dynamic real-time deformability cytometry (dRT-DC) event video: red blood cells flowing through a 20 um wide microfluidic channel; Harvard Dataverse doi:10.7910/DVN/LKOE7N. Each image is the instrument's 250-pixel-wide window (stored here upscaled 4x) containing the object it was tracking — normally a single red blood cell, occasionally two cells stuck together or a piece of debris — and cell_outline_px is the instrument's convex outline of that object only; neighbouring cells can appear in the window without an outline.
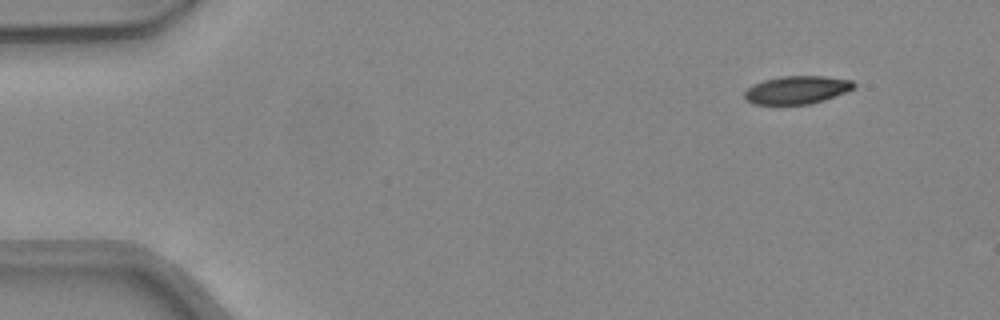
{"species": "common noctule bat (a hibernating species)", "species_latin": "Nyctalus noctula", "temperature_condition": "warm", "stored_images_in_passage": 43, "camera_frame_rate_fps": 3000, "um_per_image_px": 0.085, "animal": {"sex": "female", "body_mass_g": 24.6, "forearm_length_mm": 56.2}, "frame": {"image": 1, "passage_image": 1, "time_ms": 0.0, "image_size_px": [1000, 320], "cell_outline_px": [[856, 88], [824, 100], [808, 104], [752, 104], [744, 100], [744, 92], [752, 84], [764, 80], [784, 76], [824, 76], [852, 80], [856, 84]], "centroid_in_image_um": [67.73, 7.64], "position_along_channel_um": 17.3, "area_um2": 17.92}}
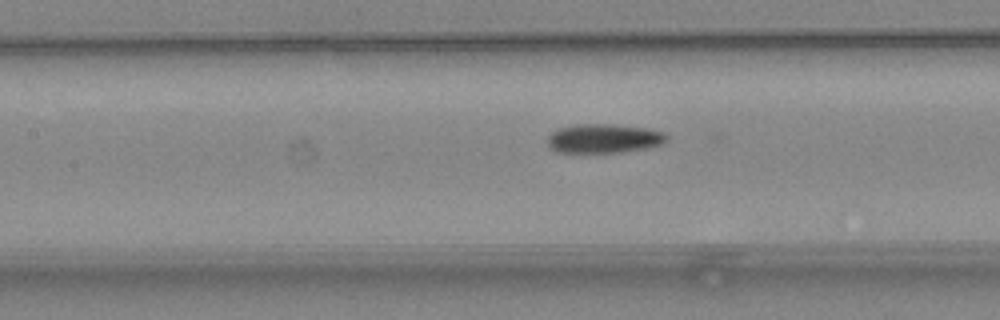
{"frame": {"image": 2, "passage_image": 18, "time_ms": 5.667, "image_size_px": [1000, 320], "cell_outline_px": [[668, 140], [664, 144], [648, 148], [620, 152], [556, 152], [548, 148], [548, 136], [552, 132], [560, 128], [576, 124], [612, 124], [648, 128], [664, 132], [668, 136]], "centroid_in_image_um": [51.36, 11.77], "position_along_channel_um": 156.0, "area_um2": 20.4}}
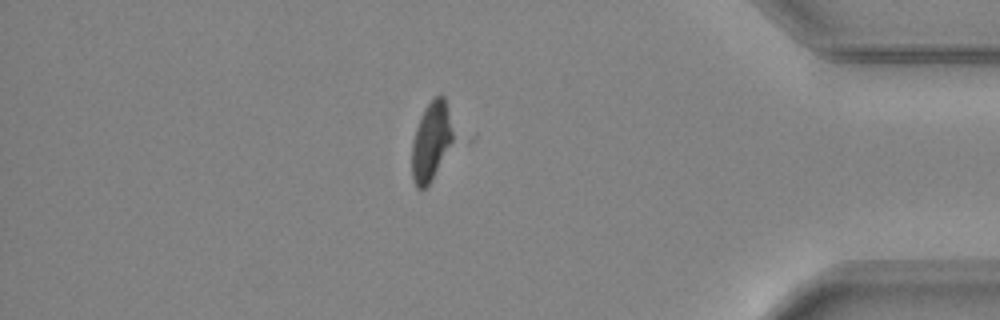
{"frame": {"image": 3, "passage_image": 37, "time_ms": 12.0, "image_size_px": [1000, 320], "cell_outline_px": [[456, 140], [428, 184], [424, 188], [416, 188], [412, 180], [412, 144], [416, 128], [420, 116], [424, 108], [440, 92], [444, 96]], "centroid_in_image_um": [36.67, 12.0], "position_along_channel_um": 398.5, "area_um2": 19.13}}